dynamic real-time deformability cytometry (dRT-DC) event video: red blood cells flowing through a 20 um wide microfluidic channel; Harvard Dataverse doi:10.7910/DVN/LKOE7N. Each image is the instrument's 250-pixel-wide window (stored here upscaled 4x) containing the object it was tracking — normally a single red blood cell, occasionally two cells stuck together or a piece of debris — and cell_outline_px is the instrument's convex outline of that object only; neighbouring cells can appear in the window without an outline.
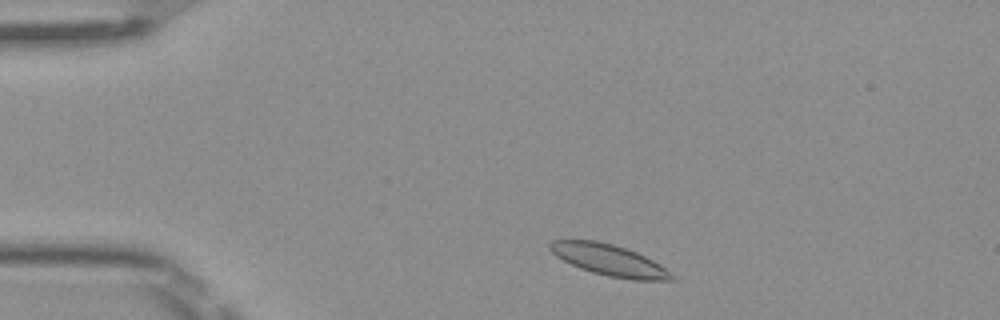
{"species": "Egyptian fruit bat (a non-hibernating species)", "species_latin": "Rousettus aegyptiacus", "temperature_condition": "room temperature", "stored_images_in_passage": 44, "camera_frame_rate_fps": 3000, "um_per_image_px": 0.085, "frame": {"image": 1, "passage_image": 3, "time_ms": 0.667, "image_size_px": [1000, 320], "cell_outline_px": [[676, 280], [632, 280], [608, 276], [592, 272], [580, 268], [556, 256], [548, 248], [548, 244], [552, 240], [596, 240], [612, 244], [636, 252], [660, 264], [672, 272], [676, 276]], "centroid_in_image_um": [51.81, 22.11], "position_along_channel_um": 33.2, "area_um2": 22.14}}
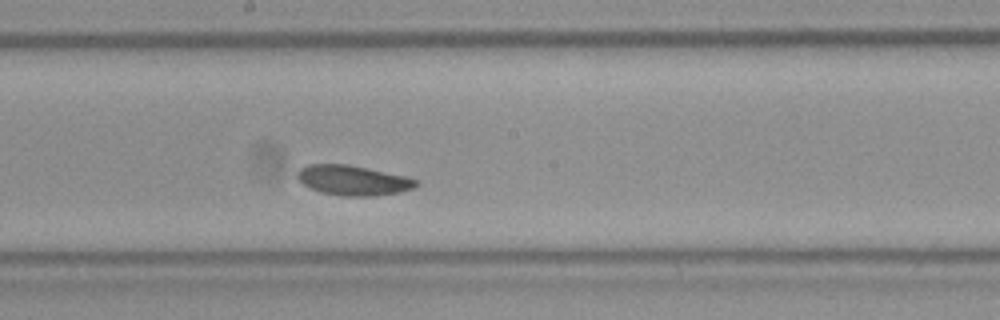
{"frame": {"image": 2, "passage_image": 21, "time_ms": 6.667, "image_size_px": [1000, 320], "cell_outline_px": [[420, 184], [412, 188], [400, 192], [372, 196], [344, 196], [320, 192], [304, 184], [296, 176], [296, 172], [300, 168], [308, 164], [348, 164], [408, 176], [420, 180]], "centroid_in_image_um": [30.05, 15.32], "position_along_channel_um": 218.2, "area_um2": 20.87}}
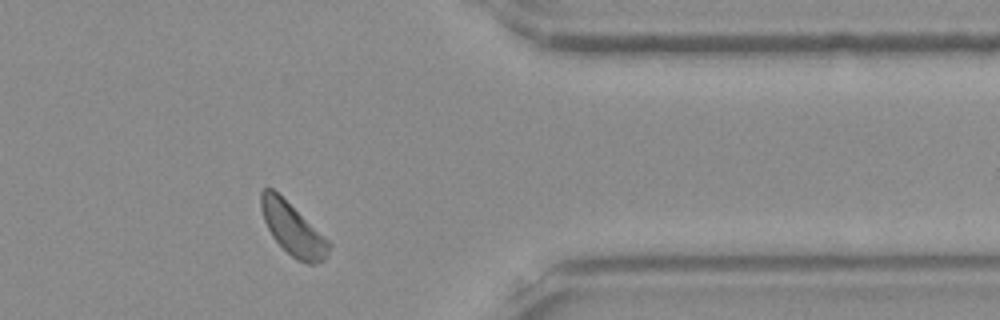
{"frame": {"image": 3, "passage_image": 35, "time_ms": 11.333, "image_size_px": [1000, 320], "cell_outline_px": [[332, 244], [324, 260], [316, 264], [308, 264], [296, 260], [272, 236], [264, 220], [260, 208], [260, 192], [264, 188], [272, 188], [328, 240]], "centroid_in_image_um": [24.87, 19.49], "position_along_channel_um": 386.5, "area_um2": 20.11}, "authors_computed_cell_mechanics": {"area_um2": 20.8369, "velocity_mm_per_s": 3.9289, "shape_relaxation_time_tau1_ms": 3.047, "shape_relaxation_time_tau2_ms": 5.6574, "deformation_change_tau1": 0.0693, "deformation_change_tau2": 0.0809}}